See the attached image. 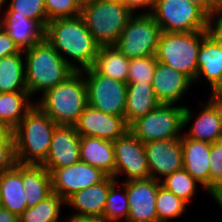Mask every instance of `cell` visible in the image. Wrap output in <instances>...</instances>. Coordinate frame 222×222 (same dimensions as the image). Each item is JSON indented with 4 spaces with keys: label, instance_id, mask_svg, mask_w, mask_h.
Here are the masks:
<instances>
[{
    "label": "cell",
    "instance_id": "30bf717a",
    "mask_svg": "<svg viewBox=\"0 0 222 222\" xmlns=\"http://www.w3.org/2000/svg\"><path fill=\"white\" fill-rule=\"evenodd\" d=\"M88 105L107 114L125 116L127 83L98 74L92 67L82 71Z\"/></svg>",
    "mask_w": 222,
    "mask_h": 222
},
{
    "label": "cell",
    "instance_id": "f546056e",
    "mask_svg": "<svg viewBox=\"0 0 222 222\" xmlns=\"http://www.w3.org/2000/svg\"><path fill=\"white\" fill-rule=\"evenodd\" d=\"M65 201L54 192L34 207H27L18 217L19 222H66L60 220Z\"/></svg>",
    "mask_w": 222,
    "mask_h": 222
},
{
    "label": "cell",
    "instance_id": "ba28073f",
    "mask_svg": "<svg viewBox=\"0 0 222 222\" xmlns=\"http://www.w3.org/2000/svg\"><path fill=\"white\" fill-rule=\"evenodd\" d=\"M185 106L160 104L156 109L134 121L129 130L144 144L147 142L180 138L183 134Z\"/></svg>",
    "mask_w": 222,
    "mask_h": 222
},
{
    "label": "cell",
    "instance_id": "7bdbcfd3",
    "mask_svg": "<svg viewBox=\"0 0 222 222\" xmlns=\"http://www.w3.org/2000/svg\"><path fill=\"white\" fill-rule=\"evenodd\" d=\"M0 222H19V220L16 214L4 208H0Z\"/></svg>",
    "mask_w": 222,
    "mask_h": 222
},
{
    "label": "cell",
    "instance_id": "8fae6325",
    "mask_svg": "<svg viewBox=\"0 0 222 222\" xmlns=\"http://www.w3.org/2000/svg\"><path fill=\"white\" fill-rule=\"evenodd\" d=\"M115 150V179L121 182L150 178L144 144L128 130L113 141Z\"/></svg>",
    "mask_w": 222,
    "mask_h": 222
},
{
    "label": "cell",
    "instance_id": "277c9868",
    "mask_svg": "<svg viewBox=\"0 0 222 222\" xmlns=\"http://www.w3.org/2000/svg\"><path fill=\"white\" fill-rule=\"evenodd\" d=\"M23 52L26 86L32 98L62 83L74 72L45 38Z\"/></svg>",
    "mask_w": 222,
    "mask_h": 222
},
{
    "label": "cell",
    "instance_id": "d4e9b609",
    "mask_svg": "<svg viewBox=\"0 0 222 222\" xmlns=\"http://www.w3.org/2000/svg\"><path fill=\"white\" fill-rule=\"evenodd\" d=\"M160 104L155 96L152 83H127L124 118L128 126L156 109Z\"/></svg>",
    "mask_w": 222,
    "mask_h": 222
},
{
    "label": "cell",
    "instance_id": "c3c4849f",
    "mask_svg": "<svg viewBox=\"0 0 222 222\" xmlns=\"http://www.w3.org/2000/svg\"><path fill=\"white\" fill-rule=\"evenodd\" d=\"M81 6L87 4V3H90V2H95L97 0H77Z\"/></svg>",
    "mask_w": 222,
    "mask_h": 222
},
{
    "label": "cell",
    "instance_id": "4316f807",
    "mask_svg": "<svg viewBox=\"0 0 222 222\" xmlns=\"http://www.w3.org/2000/svg\"><path fill=\"white\" fill-rule=\"evenodd\" d=\"M129 61L116 47L100 46L92 68L101 75L127 83Z\"/></svg>",
    "mask_w": 222,
    "mask_h": 222
},
{
    "label": "cell",
    "instance_id": "d6986e66",
    "mask_svg": "<svg viewBox=\"0 0 222 222\" xmlns=\"http://www.w3.org/2000/svg\"><path fill=\"white\" fill-rule=\"evenodd\" d=\"M116 181L113 177L107 176L102 182L81 189L68 197L65 200V205L74 209L75 212L72 211V215L67 216V218H102L109 189Z\"/></svg>",
    "mask_w": 222,
    "mask_h": 222
},
{
    "label": "cell",
    "instance_id": "ee69618b",
    "mask_svg": "<svg viewBox=\"0 0 222 222\" xmlns=\"http://www.w3.org/2000/svg\"><path fill=\"white\" fill-rule=\"evenodd\" d=\"M209 196L214 199V201L219 205L222 210V184L214 187L210 192Z\"/></svg>",
    "mask_w": 222,
    "mask_h": 222
},
{
    "label": "cell",
    "instance_id": "e575fe53",
    "mask_svg": "<svg viewBox=\"0 0 222 222\" xmlns=\"http://www.w3.org/2000/svg\"><path fill=\"white\" fill-rule=\"evenodd\" d=\"M156 64V56L130 59L127 83H152Z\"/></svg>",
    "mask_w": 222,
    "mask_h": 222
},
{
    "label": "cell",
    "instance_id": "836d02e7",
    "mask_svg": "<svg viewBox=\"0 0 222 222\" xmlns=\"http://www.w3.org/2000/svg\"><path fill=\"white\" fill-rule=\"evenodd\" d=\"M6 5L4 7L12 16L36 20L46 29L48 18L44 0H10L6 1Z\"/></svg>",
    "mask_w": 222,
    "mask_h": 222
},
{
    "label": "cell",
    "instance_id": "7c38bea8",
    "mask_svg": "<svg viewBox=\"0 0 222 222\" xmlns=\"http://www.w3.org/2000/svg\"><path fill=\"white\" fill-rule=\"evenodd\" d=\"M52 181V189L64 201L81 189L102 182L107 175L86 162L78 161L63 168H46Z\"/></svg>",
    "mask_w": 222,
    "mask_h": 222
},
{
    "label": "cell",
    "instance_id": "7a4b0ae2",
    "mask_svg": "<svg viewBox=\"0 0 222 222\" xmlns=\"http://www.w3.org/2000/svg\"><path fill=\"white\" fill-rule=\"evenodd\" d=\"M35 105L57 125L75 126L88 105L82 71H74L62 83L45 91Z\"/></svg>",
    "mask_w": 222,
    "mask_h": 222
},
{
    "label": "cell",
    "instance_id": "83f0119b",
    "mask_svg": "<svg viewBox=\"0 0 222 222\" xmlns=\"http://www.w3.org/2000/svg\"><path fill=\"white\" fill-rule=\"evenodd\" d=\"M34 105L28 91L0 93V122L13 130Z\"/></svg>",
    "mask_w": 222,
    "mask_h": 222
},
{
    "label": "cell",
    "instance_id": "4dcf8cb0",
    "mask_svg": "<svg viewBox=\"0 0 222 222\" xmlns=\"http://www.w3.org/2000/svg\"><path fill=\"white\" fill-rule=\"evenodd\" d=\"M128 213L129 205L126 187L123 184L121 185L118 180L109 189L102 218L108 222H121V219L126 222Z\"/></svg>",
    "mask_w": 222,
    "mask_h": 222
},
{
    "label": "cell",
    "instance_id": "1f68e13d",
    "mask_svg": "<svg viewBox=\"0 0 222 222\" xmlns=\"http://www.w3.org/2000/svg\"><path fill=\"white\" fill-rule=\"evenodd\" d=\"M189 207L188 204L167 190L161 184L158 187L156 197V212L158 222H168L179 218Z\"/></svg>",
    "mask_w": 222,
    "mask_h": 222
},
{
    "label": "cell",
    "instance_id": "4fadbf2b",
    "mask_svg": "<svg viewBox=\"0 0 222 222\" xmlns=\"http://www.w3.org/2000/svg\"><path fill=\"white\" fill-rule=\"evenodd\" d=\"M126 187L129 213L126 222H158L156 197L161 184L152 178L120 182Z\"/></svg>",
    "mask_w": 222,
    "mask_h": 222
},
{
    "label": "cell",
    "instance_id": "f1b7e54d",
    "mask_svg": "<svg viewBox=\"0 0 222 222\" xmlns=\"http://www.w3.org/2000/svg\"><path fill=\"white\" fill-rule=\"evenodd\" d=\"M24 52L0 59V93L27 91Z\"/></svg>",
    "mask_w": 222,
    "mask_h": 222
},
{
    "label": "cell",
    "instance_id": "52a82bcc",
    "mask_svg": "<svg viewBox=\"0 0 222 222\" xmlns=\"http://www.w3.org/2000/svg\"><path fill=\"white\" fill-rule=\"evenodd\" d=\"M150 15L162 32L187 33L213 30L217 25L187 0H154Z\"/></svg>",
    "mask_w": 222,
    "mask_h": 222
},
{
    "label": "cell",
    "instance_id": "2e32d148",
    "mask_svg": "<svg viewBox=\"0 0 222 222\" xmlns=\"http://www.w3.org/2000/svg\"><path fill=\"white\" fill-rule=\"evenodd\" d=\"M80 136L97 137L109 141H115L128 130L125 118L113 114L104 113L87 105L75 125Z\"/></svg>",
    "mask_w": 222,
    "mask_h": 222
},
{
    "label": "cell",
    "instance_id": "b9f144b4",
    "mask_svg": "<svg viewBox=\"0 0 222 222\" xmlns=\"http://www.w3.org/2000/svg\"><path fill=\"white\" fill-rule=\"evenodd\" d=\"M0 144H14L12 130L0 122Z\"/></svg>",
    "mask_w": 222,
    "mask_h": 222
},
{
    "label": "cell",
    "instance_id": "484cf974",
    "mask_svg": "<svg viewBox=\"0 0 222 222\" xmlns=\"http://www.w3.org/2000/svg\"><path fill=\"white\" fill-rule=\"evenodd\" d=\"M23 188L27 207H34L53 193L49 171L42 165L23 164Z\"/></svg>",
    "mask_w": 222,
    "mask_h": 222
},
{
    "label": "cell",
    "instance_id": "d590c367",
    "mask_svg": "<svg viewBox=\"0 0 222 222\" xmlns=\"http://www.w3.org/2000/svg\"><path fill=\"white\" fill-rule=\"evenodd\" d=\"M48 22L57 18L75 17L82 6L77 0H44Z\"/></svg>",
    "mask_w": 222,
    "mask_h": 222
},
{
    "label": "cell",
    "instance_id": "bcb514c9",
    "mask_svg": "<svg viewBox=\"0 0 222 222\" xmlns=\"http://www.w3.org/2000/svg\"><path fill=\"white\" fill-rule=\"evenodd\" d=\"M210 98L215 102V104L220 109L221 117H222V94H212Z\"/></svg>",
    "mask_w": 222,
    "mask_h": 222
},
{
    "label": "cell",
    "instance_id": "cb8c5ba5",
    "mask_svg": "<svg viewBox=\"0 0 222 222\" xmlns=\"http://www.w3.org/2000/svg\"><path fill=\"white\" fill-rule=\"evenodd\" d=\"M0 197L2 208L18 217L27 208L23 188V164L16 163L0 175Z\"/></svg>",
    "mask_w": 222,
    "mask_h": 222
},
{
    "label": "cell",
    "instance_id": "11a10c76",
    "mask_svg": "<svg viewBox=\"0 0 222 222\" xmlns=\"http://www.w3.org/2000/svg\"><path fill=\"white\" fill-rule=\"evenodd\" d=\"M0 208H2L1 197H0Z\"/></svg>",
    "mask_w": 222,
    "mask_h": 222
},
{
    "label": "cell",
    "instance_id": "db71d44e",
    "mask_svg": "<svg viewBox=\"0 0 222 222\" xmlns=\"http://www.w3.org/2000/svg\"><path fill=\"white\" fill-rule=\"evenodd\" d=\"M218 26L222 28V21L219 22Z\"/></svg>",
    "mask_w": 222,
    "mask_h": 222
},
{
    "label": "cell",
    "instance_id": "60d3db41",
    "mask_svg": "<svg viewBox=\"0 0 222 222\" xmlns=\"http://www.w3.org/2000/svg\"><path fill=\"white\" fill-rule=\"evenodd\" d=\"M154 0H126V6L134 13L136 11L144 10L143 12L139 11L138 14H150L153 8ZM146 8L147 11H146ZM139 9V10H138Z\"/></svg>",
    "mask_w": 222,
    "mask_h": 222
},
{
    "label": "cell",
    "instance_id": "9c48e42d",
    "mask_svg": "<svg viewBox=\"0 0 222 222\" xmlns=\"http://www.w3.org/2000/svg\"><path fill=\"white\" fill-rule=\"evenodd\" d=\"M162 30L150 14H134L113 45L128 59L156 56Z\"/></svg>",
    "mask_w": 222,
    "mask_h": 222
},
{
    "label": "cell",
    "instance_id": "603a6c76",
    "mask_svg": "<svg viewBox=\"0 0 222 222\" xmlns=\"http://www.w3.org/2000/svg\"><path fill=\"white\" fill-rule=\"evenodd\" d=\"M3 13L0 26L20 50L30 49L45 38V29L36 20L14 17L7 10Z\"/></svg>",
    "mask_w": 222,
    "mask_h": 222
},
{
    "label": "cell",
    "instance_id": "f907efd6",
    "mask_svg": "<svg viewBox=\"0 0 222 222\" xmlns=\"http://www.w3.org/2000/svg\"><path fill=\"white\" fill-rule=\"evenodd\" d=\"M108 1L115 2V3H121L126 6V0H108Z\"/></svg>",
    "mask_w": 222,
    "mask_h": 222
},
{
    "label": "cell",
    "instance_id": "8d00e7d4",
    "mask_svg": "<svg viewBox=\"0 0 222 222\" xmlns=\"http://www.w3.org/2000/svg\"><path fill=\"white\" fill-rule=\"evenodd\" d=\"M209 170V192L222 184V140L211 143Z\"/></svg>",
    "mask_w": 222,
    "mask_h": 222
},
{
    "label": "cell",
    "instance_id": "6da1fadb",
    "mask_svg": "<svg viewBox=\"0 0 222 222\" xmlns=\"http://www.w3.org/2000/svg\"><path fill=\"white\" fill-rule=\"evenodd\" d=\"M45 39L74 71L91 68L100 47L81 15L50 20Z\"/></svg>",
    "mask_w": 222,
    "mask_h": 222
},
{
    "label": "cell",
    "instance_id": "3957f363",
    "mask_svg": "<svg viewBox=\"0 0 222 222\" xmlns=\"http://www.w3.org/2000/svg\"><path fill=\"white\" fill-rule=\"evenodd\" d=\"M57 124L36 105L12 130L16 162L41 165L47 158Z\"/></svg>",
    "mask_w": 222,
    "mask_h": 222
},
{
    "label": "cell",
    "instance_id": "7402d4cb",
    "mask_svg": "<svg viewBox=\"0 0 222 222\" xmlns=\"http://www.w3.org/2000/svg\"><path fill=\"white\" fill-rule=\"evenodd\" d=\"M80 161L100 169L115 179V150L113 141L97 137L81 136Z\"/></svg>",
    "mask_w": 222,
    "mask_h": 222
},
{
    "label": "cell",
    "instance_id": "816d5d0a",
    "mask_svg": "<svg viewBox=\"0 0 222 222\" xmlns=\"http://www.w3.org/2000/svg\"><path fill=\"white\" fill-rule=\"evenodd\" d=\"M6 1L7 0H0V5L3 7V6H5L6 5Z\"/></svg>",
    "mask_w": 222,
    "mask_h": 222
},
{
    "label": "cell",
    "instance_id": "d6a6232c",
    "mask_svg": "<svg viewBox=\"0 0 222 222\" xmlns=\"http://www.w3.org/2000/svg\"><path fill=\"white\" fill-rule=\"evenodd\" d=\"M161 185L185 201L187 204L197 193L200 184L183 168L169 174L161 181Z\"/></svg>",
    "mask_w": 222,
    "mask_h": 222
},
{
    "label": "cell",
    "instance_id": "681fc988",
    "mask_svg": "<svg viewBox=\"0 0 222 222\" xmlns=\"http://www.w3.org/2000/svg\"><path fill=\"white\" fill-rule=\"evenodd\" d=\"M211 94H222V83L215 91H212Z\"/></svg>",
    "mask_w": 222,
    "mask_h": 222
},
{
    "label": "cell",
    "instance_id": "f5cc1de1",
    "mask_svg": "<svg viewBox=\"0 0 222 222\" xmlns=\"http://www.w3.org/2000/svg\"><path fill=\"white\" fill-rule=\"evenodd\" d=\"M2 8H3V7L0 5V11L3 10ZM0 13L2 14V11H1ZM1 20H2V19L0 18V24H1Z\"/></svg>",
    "mask_w": 222,
    "mask_h": 222
},
{
    "label": "cell",
    "instance_id": "ac0fdd59",
    "mask_svg": "<svg viewBox=\"0 0 222 222\" xmlns=\"http://www.w3.org/2000/svg\"><path fill=\"white\" fill-rule=\"evenodd\" d=\"M80 138L75 126L57 125L46 160L45 168H63L80 161Z\"/></svg>",
    "mask_w": 222,
    "mask_h": 222
},
{
    "label": "cell",
    "instance_id": "74e56055",
    "mask_svg": "<svg viewBox=\"0 0 222 222\" xmlns=\"http://www.w3.org/2000/svg\"><path fill=\"white\" fill-rule=\"evenodd\" d=\"M16 163L14 144H0V175Z\"/></svg>",
    "mask_w": 222,
    "mask_h": 222
},
{
    "label": "cell",
    "instance_id": "f35d334b",
    "mask_svg": "<svg viewBox=\"0 0 222 222\" xmlns=\"http://www.w3.org/2000/svg\"><path fill=\"white\" fill-rule=\"evenodd\" d=\"M21 50L18 48L13 39L8 33L0 26V59L19 53Z\"/></svg>",
    "mask_w": 222,
    "mask_h": 222
},
{
    "label": "cell",
    "instance_id": "5b68a950",
    "mask_svg": "<svg viewBox=\"0 0 222 222\" xmlns=\"http://www.w3.org/2000/svg\"><path fill=\"white\" fill-rule=\"evenodd\" d=\"M211 31L162 32L156 53L157 61L185 74L195 83L198 72V52L203 39Z\"/></svg>",
    "mask_w": 222,
    "mask_h": 222
},
{
    "label": "cell",
    "instance_id": "ab89813d",
    "mask_svg": "<svg viewBox=\"0 0 222 222\" xmlns=\"http://www.w3.org/2000/svg\"><path fill=\"white\" fill-rule=\"evenodd\" d=\"M199 7L217 25V3L214 0H187Z\"/></svg>",
    "mask_w": 222,
    "mask_h": 222
},
{
    "label": "cell",
    "instance_id": "f6af8a7d",
    "mask_svg": "<svg viewBox=\"0 0 222 222\" xmlns=\"http://www.w3.org/2000/svg\"><path fill=\"white\" fill-rule=\"evenodd\" d=\"M67 222H108L100 217H74L66 218Z\"/></svg>",
    "mask_w": 222,
    "mask_h": 222
},
{
    "label": "cell",
    "instance_id": "7dc6e473",
    "mask_svg": "<svg viewBox=\"0 0 222 222\" xmlns=\"http://www.w3.org/2000/svg\"><path fill=\"white\" fill-rule=\"evenodd\" d=\"M222 21V0L217 3V25Z\"/></svg>",
    "mask_w": 222,
    "mask_h": 222
},
{
    "label": "cell",
    "instance_id": "9a60e30c",
    "mask_svg": "<svg viewBox=\"0 0 222 222\" xmlns=\"http://www.w3.org/2000/svg\"><path fill=\"white\" fill-rule=\"evenodd\" d=\"M192 118L193 111L187 105L183 114V128L189 127L190 123L192 126L188 128V131L183 132L186 138L209 143L222 140L220 109L210 97L203 106L201 105L200 112L197 113L194 121Z\"/></svg>",
    "mask_w": 222,
    "mask_h": 222
},
{
    "label": "cell",
    "instance_id": "5bb4252c",
    "mask_svg": "<svg viewBox=\"0 0 222 222\" xmlns=\"http://www.w3.org/2000/svg\"><path fill=\"white\" fill-rule=\"evenodd\" d=\"M150 178L161 181L183 168V148L180 138L144 143Z\"/></svg>",
    "mask_w": 222,
    "mask_h": 222
},
{
    "label": "cell",
    "instance_id": "8992f818",
    "mask_svg": "<svg viewBox=\"0 0 222 222\" xmlns=\"http://www.w3.org/2000/svg\"><path fill=\"white\" fill-rule=\"evenodd\" d=\"M80 15L95 41L100 46H111L134 13L124 4L97 0L83 5Z\"/></svg>",
    "mask_w": 222,
    "mask_h": 222
},
{
    "label": "cell",
    "instance_id": "44dd1931",
    "mask_svg": "<svg viewBox=\"0 0 222 222\" xmlns=\"http://www.w3.org/2000/svg\"><path fill=\"white\" fill-rule=\"evenodd\" d=\"M183 169L190 174L203 191L209 193V170L211 143L181 136Z\"/></svg>",
    "mask_w": 222,
    "mask_h": 222
},
{
    "label": "cell",
    "instance_id": "ffe728a7",
    "mask_svg": "<svg viewBox=\"0 0 222 222\" xmlns=\"http://www.w3.org/2000/svg\"><path fill=\"white\" fill-rule=\"evenodd\" d=\"M193 81L185 74L157 61L152 86L155 96L161 104L181 102L188 93Z\"/></svg>",
    "mask_w": 222,
    "mask_h": 222
},
{
    "label": "cell",
    "instance_id": "e0dca14e",
    "mask_svg": "<svg viewBox=\"0 0 222 222\" xmlns=\"http://www.w3.org/2000/svg\"><path fill=\"white\" fill-rule=\"evenodd\" d=\"M197 65L195 82L204 78L215 91L222 83V28L218 25L203 39Z\"/></svg>",
    "mask_w": 222,
    "mask_h": 222
}]
</instances>
